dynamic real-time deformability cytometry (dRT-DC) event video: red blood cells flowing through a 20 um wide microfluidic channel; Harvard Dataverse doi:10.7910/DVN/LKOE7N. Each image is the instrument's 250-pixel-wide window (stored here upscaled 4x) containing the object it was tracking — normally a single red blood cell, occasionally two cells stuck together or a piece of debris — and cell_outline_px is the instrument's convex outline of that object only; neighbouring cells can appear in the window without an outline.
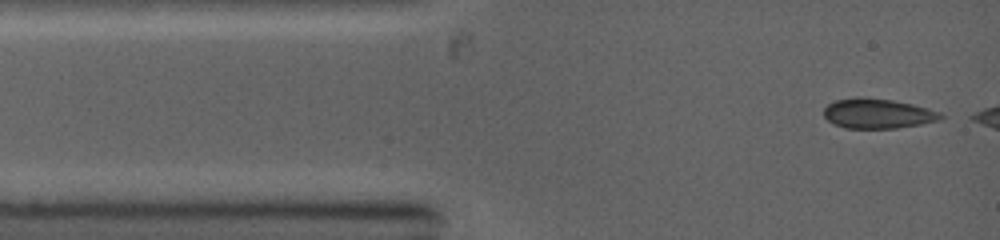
{"species": "common noctule bat (a hibernating species)", "species_latin": "Nyctalus noctula", "temperature_condition": "warm", "stored_images_in_passage": 5, "camera_frame_rate_fps": 5000, "um_per_image_px": 0.085, "animal": {"sex": "female", "body_mass_g": 19.0, "forearm_length_mm": 53.3}, "frame": {"image": 1, "passage_image": 1, "time_ms": 0.0, "image_size_px": [1000, 240], "cell_outline_px": [[944, 116], [940, 120], [920, 124], [896, 128], [844, 128], [832, 124], [824, 116], [824, 108], [828, 104], [836, 100], [856, 96], [860, 96], [892, 100], [912, 104], [928, 108], [940, 112]], "centroid_in_image_um": [74.58, 9.64], "position_along_channel_um": 10.4, "area_um2": 20.46}}